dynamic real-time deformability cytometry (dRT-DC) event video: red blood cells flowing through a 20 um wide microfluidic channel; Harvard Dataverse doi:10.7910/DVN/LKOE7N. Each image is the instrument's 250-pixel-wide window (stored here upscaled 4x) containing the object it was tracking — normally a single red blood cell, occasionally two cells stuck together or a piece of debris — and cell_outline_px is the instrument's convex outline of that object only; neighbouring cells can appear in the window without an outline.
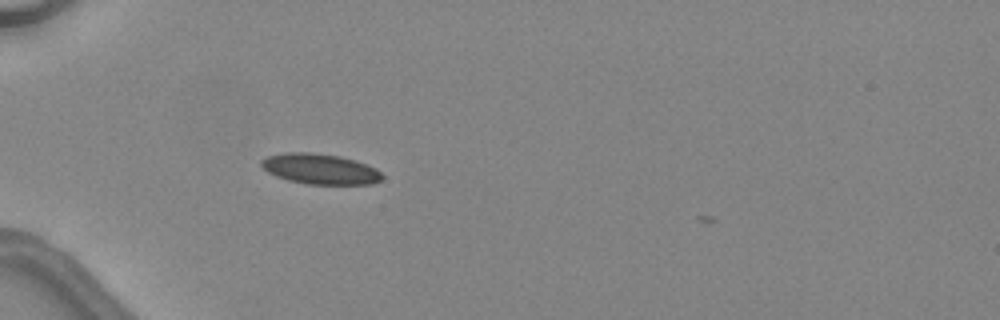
{"species": "common noctule bat (a hibernating species)", "species_latin": "Nyctalus noctula", "temperature_condition": "warm", "stored_images_in_passage": 31, "camera_frame_rate_fps": 3000, "um_per_image_px": 0.085, "animal": {"sex": "female", "body_mass_g": 24.6, "forearm_length_mm": 56.2}, "frame": {"image": 1, "passage_image": 1, "time_ms": 0.0, "image_size_px": [1000, 320], "cell_outline_px": [[384, 176], [380, 180], [372, 184], [308, 184], [288, 180], [276, 176], [268, 172], [260, 164], [260, 160], [268, 156], [288, 152], [308, 152], [340, 156], [376, 168]], "centroid_in_image_um": [27.19, 14.36], "position_along_channel_um": 57.8, "area_um2": 21.21}}
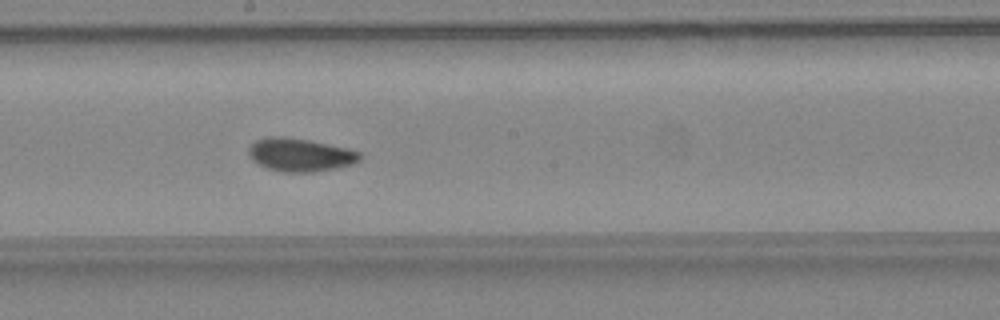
{"frame": {"image": 2, "passage_image": 13, "time_ms": 4.0, "image_size_px": [1000, 320], "cell_outline_px": [[360, 160], [352, 164], [336, 168], [312, 172], [284, 172], [268, 168], [252, 160], [248, 152], [248, 148], [256, 140], [268, 136], [284, 136], [308, 140], [348, 148], [360, 152]], "centroid_in_image_um": [25.51, 13.15], "position_along_channel_um": 222.7, "area_um2": 21.39}}
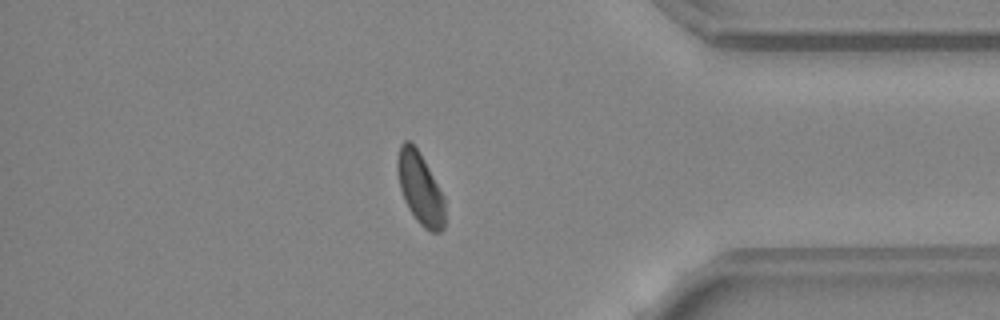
{"frame": {"image": 3, "passage_image": 26, "time_ms": 8.333, "image_size_px": [1000, 320], "cell_outline_px": [[444, 228], [440, 232], [432, 232], [424, 228], [416, 220], [408, 208], [404, 200], [400, 188], [396, 172], [396, 160], [400, 144], [404, 140], [408, 140], [416, 148], [444, 196]], "centroid_in_image_um": [35.68, 16.03], "position_along_channel_um": 399.5, "area_um2": 19.71}}